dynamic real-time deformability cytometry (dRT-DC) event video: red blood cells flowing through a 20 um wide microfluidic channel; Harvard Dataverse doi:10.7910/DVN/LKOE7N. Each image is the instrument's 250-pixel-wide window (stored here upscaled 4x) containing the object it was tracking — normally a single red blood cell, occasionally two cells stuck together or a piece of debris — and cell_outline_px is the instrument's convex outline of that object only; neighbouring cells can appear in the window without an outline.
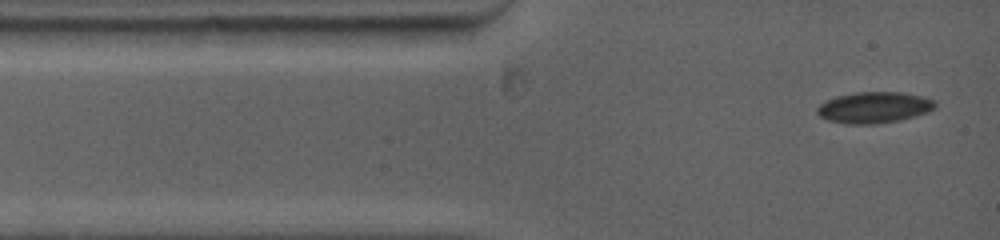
{"species": "common noctule bat (a hibernating species)", "species_latin": "Nyctalus noctula", "temperature_condition": "warm", "stored_images_in_passage": 32, "camera_frame_rate_fps": 5000, "um_per_image_px": 0.085, "animal": {"sex": "female", "body_mass_g": 19.0, "forearm_length_mm": 53.3}, "frame": {"image": 1, "passage_image": 1, "time_ms": 0.0, "image_size_px": [1000, 240], "cell_outline_px": [[936, 108], [928, 112], [916, 116], [900, 120], [876, 124], [844, 124], [828, 120], [820, 116], [816, 112], [816, 108], [820, 104], [836, 96], [856, 92], [900, 92], [920, 96], [936, 100]], "centroid_in_image_um": [74.31, 9.14], "position_along_channel_um": 10.7, "area_um2": 21.56}}
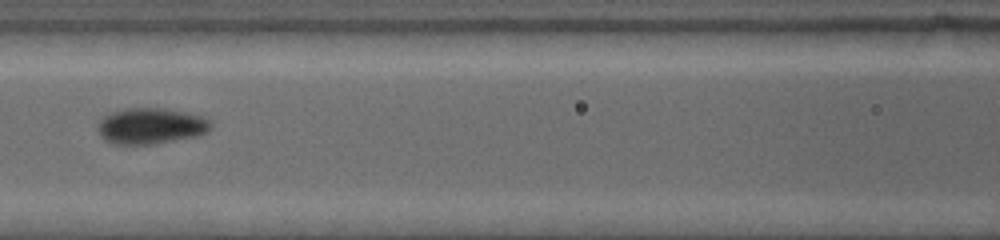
{"frame": {"image": 2, "passage_image": 9, "time_ms": 4.6, "image_size_px": [1000, 240], "cell_outline_px": [[212, 128], [208, 132], [196, 136], [152, 144], [112, 144], [104, 140], [96, 132], [96, 128], [100, 120], [104, 116], [112, 112], [124, 108], [160, 108], [188, 112], [212, 120]], "centroid_in_image_um": [12.8, 10.71], "position_along_channel_um": 153.8, "area_um2": 23.99}}
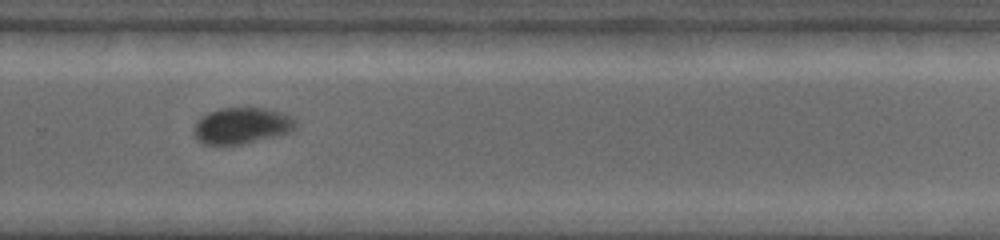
{"frame": {"image": 3, "passage_image": 20, "time_ms": 8.6, "image_size_px": [1000, 240], "cell_outline_px": [[296, 124], [288, 132], [240, 144], [204, 144], [196, 140], [192, 132], [192, 128], [196, 120], [208, 112], [220, 108], [264, 108], [280, 112], [288, 116]], "centroid_in_image_um": [20.41, 10.67], "position_along_channel_um": 309.4, "area_um2": 21.1}, "authors_computed_cell_mechanics": {"area_um2": 21.3282, "velocity_mm_per_s": 3.8859, "shape_relaxation_time_tau1_ms": 1.9861, "shape_relaxation_time_tau2_ms": null, "deformation_change_tau1": 0.088, "deformation_change_tau2": null}}